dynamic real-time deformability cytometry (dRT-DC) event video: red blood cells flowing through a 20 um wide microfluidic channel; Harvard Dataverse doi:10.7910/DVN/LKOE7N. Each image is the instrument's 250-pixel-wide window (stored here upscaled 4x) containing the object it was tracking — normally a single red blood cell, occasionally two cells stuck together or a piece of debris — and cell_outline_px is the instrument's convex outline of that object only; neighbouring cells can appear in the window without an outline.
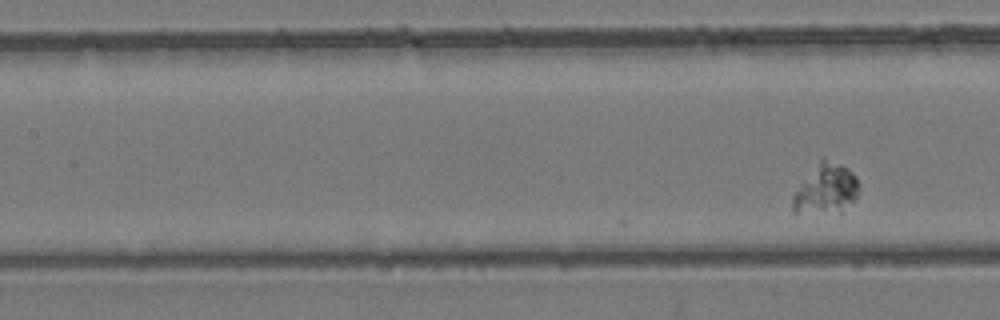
{"species": "common noctule bat (a hibernating species)", "species_latin": "Nyctalus noctula", "temperature_condition": "room temperature", "stored_images_in_passage": 10, "camera_frame_rate_fps": 3000, "um_per_image_px": 0.085, "animal": {"sex": "female", "body_mass_g": 24.6, "forearm_length_mm": 56.2}, "frame": {"image": 1, "passage_image": 10, "time_ms": 3.0, "image_size_px": [1000, 320], "cell_outline_px": [[860, 188], [856, 196], [840, 212], [792, 212], [792, 196], [820, 156], [824, 156], [848, 168], [856, 176]], "centroid_in_image_um": [70.19, 16.0], "position_along_channel_um": 137.2, "area_um2": 19.25}}